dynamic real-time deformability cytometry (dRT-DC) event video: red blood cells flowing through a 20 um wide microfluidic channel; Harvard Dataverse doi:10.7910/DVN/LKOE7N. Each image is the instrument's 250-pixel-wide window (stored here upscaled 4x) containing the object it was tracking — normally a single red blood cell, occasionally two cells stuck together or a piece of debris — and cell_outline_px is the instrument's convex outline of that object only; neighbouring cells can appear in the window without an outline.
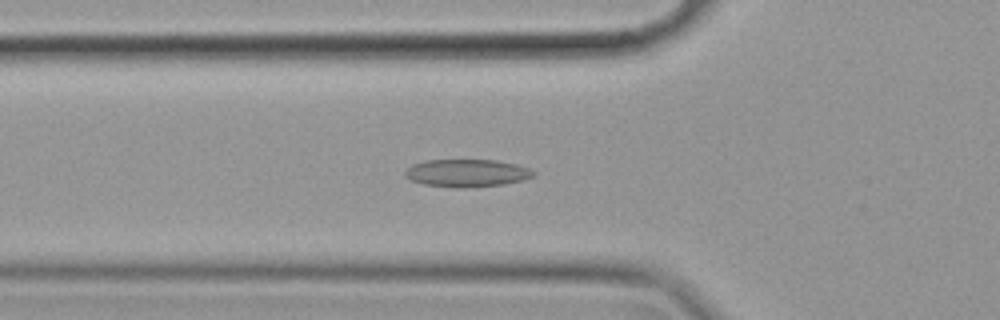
{"species": "common noctule bat (a hibernating species)", "species_latin": "Nyctalus noctula", "temperature_condition": "cold", "stored_images_in_passage": 56, "camera_frame_rate_fps": 3000, "um_per_image_px": 0.085, "animal": {"sex": "female", "body_mass_g": 19.9}, "frame": {"image": 1, "passage_image": 19, "time_ms": 6.0, "image_size_px": [1000, 320], "cell_outline_px": [[536, 176], [524, 180], [504, 184], [460, 188], [456, 188], [424, 184], [412, 180], [404, 176], [404, 172], [412, 164], [428, 160], [496, 160], [516, 164], [528, 168], [536, 172]], "centroid_in_image_um": [39.71, 14.71], "position_along_channel_um": 86.1, "area_um2": 20.69}}
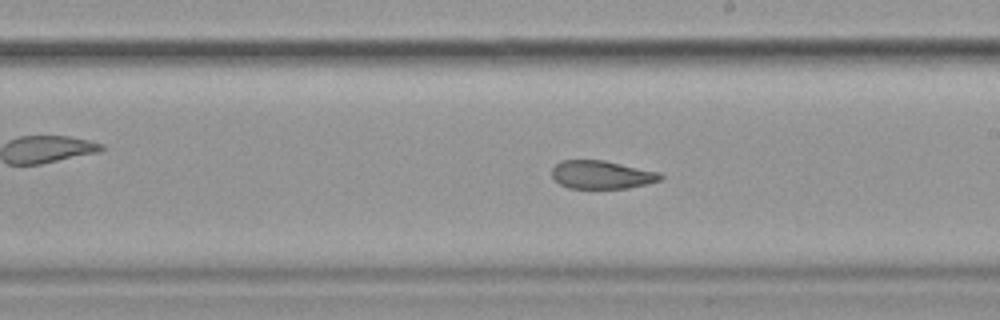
{"frame": {"image": 2, "passage_image": 32, "time_ms": 10.333, "image_size_px": [1000, 320], "cell_outline_px": [[664, 176], [660, 180], [648, 184], [628, 188], [568, 188], [560, 184], [552, 176], [552, 168], [560, 160], [604, 160], [660, 172]], "centroid_in_image_um": [51.16, 14.85], "position_along_channel_um": 237.8, "area_um2": 17.92}}
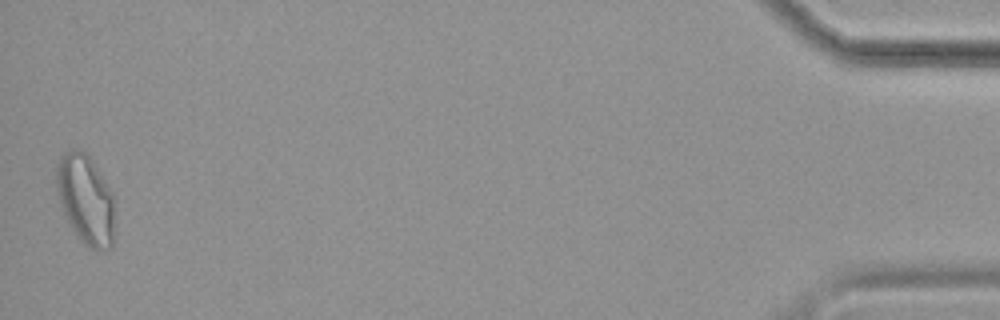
{"frame": {"image": 3, "passage_image": 56, "time_ms": 18.333, "image_size_px": [1000, 320], "cell_outline_px": [[112, 248], [100, 252], [84, 244], [80, 240], [72, 228], [60, 204], [56, 188], [56, 164], [60, 156], [64, 152], [72, 148], [80, 148], [88, 152], [112, 192]], "centroid_in_image_um": [7.24, 16.89], "position_along_channel_um": 428.0, "area_um2": 30.46}, "authors_computed_cell_mechanics": {"area_um2": 21.3571, "velocity_mm_per_s": 3.5038, "shape_relaxation_time_tau1_ms": null, "shape_relaxation_time_tau2_ms": 2.92, "deformation_change_tau1": null, "deformation_change_tau2": 0.1019}}